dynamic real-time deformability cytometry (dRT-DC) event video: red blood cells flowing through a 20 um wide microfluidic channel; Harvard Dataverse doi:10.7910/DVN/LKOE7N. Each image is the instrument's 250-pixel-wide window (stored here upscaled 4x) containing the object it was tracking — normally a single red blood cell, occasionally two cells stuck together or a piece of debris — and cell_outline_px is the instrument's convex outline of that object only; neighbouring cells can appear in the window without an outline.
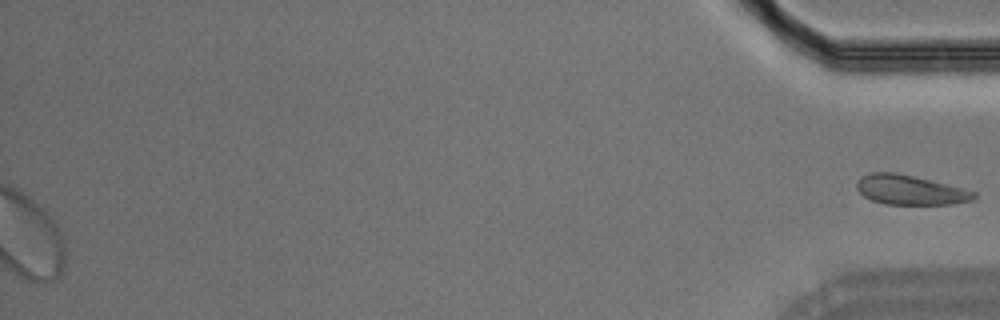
{"species": "Egyptian fruit bat (a non-hibernating species)", "species_latin": "Rousettus aegyptiacus", "temperature_condition": "room temperature", "stored_images_in_passage": 35, "segment_of_instrument_passage": [2, 2], "camera_frame_rate_fps": 3000, "um_per_image_px": 0.085, "animal": {"sex": "male"}, "frame": {"image": 1, "passage_image": 35, "time_ms": 11.333, "image_size_px": [1000, 320], "cell_outline_px": [[976, 196], [972, 200], [952, 204], [884, 204], [872, 200], [864, 196], [856, 188], [856, 184], [860, 176], [868, 172], [896, 172], [976, 192]], "centroid_in_image_um": [77.29, 16.14], "position_along_channel_um": 357.9, "area_um2": 19.94}}